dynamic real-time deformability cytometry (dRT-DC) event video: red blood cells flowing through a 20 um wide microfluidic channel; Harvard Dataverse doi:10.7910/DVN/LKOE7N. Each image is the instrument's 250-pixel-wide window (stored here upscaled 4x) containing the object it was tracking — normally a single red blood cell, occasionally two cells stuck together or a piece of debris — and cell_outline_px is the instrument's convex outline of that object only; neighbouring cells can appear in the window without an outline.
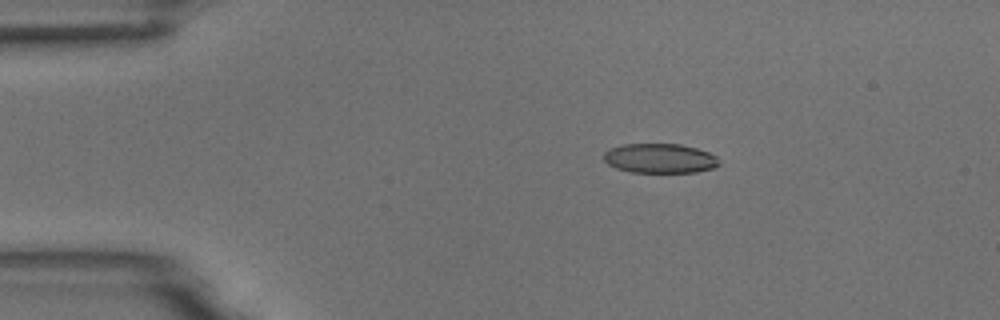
{"species": "common noctule bat (a hibernating species)", "species_latin": "Nyctalus noctula", "temperature_condition": "room temperature", "stored_images_in_passage": 4, "camera_frame_rate_fps": 3000, "um_per_image_px": 0.085, "animal": {"sex": "male", "body_mass_g": 18.8}, "frame": {"image": 1, "passage_image": 2, "time_ms": 0.333, "image_size_px": [1000, 320], "cell_outline_px": [[720, 164], [712, 168], [696, 172], [632, 172], [616, 168], [608, 164], [604, 160], [604, 152], [612, 148], [624, 144], [680, 144], [696, 148], [708, 152], [716, 156]], "centroid_in_image_um": [56.09, 13.46], "position_along_channel_um": 28.9, "area_um2": 19.71}}